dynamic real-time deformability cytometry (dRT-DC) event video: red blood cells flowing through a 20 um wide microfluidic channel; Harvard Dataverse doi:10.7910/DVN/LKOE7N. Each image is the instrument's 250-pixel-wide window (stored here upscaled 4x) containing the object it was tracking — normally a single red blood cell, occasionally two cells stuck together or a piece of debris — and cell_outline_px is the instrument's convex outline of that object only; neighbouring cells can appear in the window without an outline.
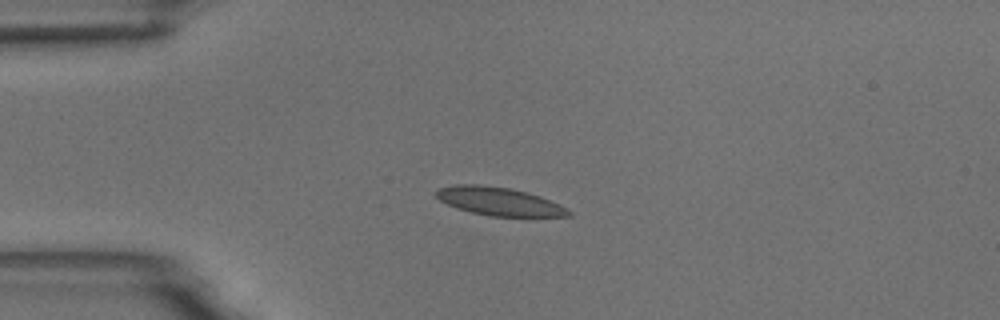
{"species": "common noctule bat (a hibernating species)", "species_latin": "Nyctalus noctula", "temperature_condition": "room temperature", "stored_images_in_passage": 4, "camera_frame_rate_fps": 3000, "um_per_image_px": 0.085, "animal": {"sex": "male", "body_mass_g": 18.8}, "frame": {"image": 1, "passage_image": 3, "time_ms": 2.333, "image_size_px": [1000, 320], "cell_outline_px": [[572, 216], [488, 216], [456, 208], [440, 200], [436, 196], [436, 192], [440, 188], [452, 184], [480, 184], [508, 188], [528, 192], [540, 196], [560, 204], [568, 208], [572, 212]], "centroid_in_image_um": [42.44, 17.11], "position_along_channel_um": 42.6, "area_um2": 21.79}}